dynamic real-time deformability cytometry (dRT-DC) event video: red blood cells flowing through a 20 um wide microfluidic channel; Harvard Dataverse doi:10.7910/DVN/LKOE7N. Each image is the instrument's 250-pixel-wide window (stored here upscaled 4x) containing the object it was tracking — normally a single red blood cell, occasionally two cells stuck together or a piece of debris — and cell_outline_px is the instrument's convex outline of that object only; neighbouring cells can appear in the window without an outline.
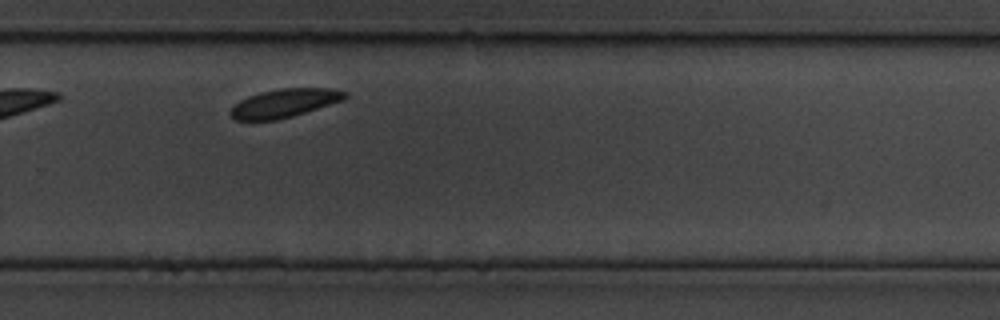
{"species": "common noctule bat (a hibernating species)", "species_latin": "Nyctalus noctula", "temperature_condition": "cold", "stored_images_in_passage": 95, "camera_frame_rate_fps": 3000, "um_per_image_px": 0.085, "animal": {"sex": "male", "body_mass_g": 19.5, "forearm_length_mm": 54.6}, "frame": {"image": 1, "passage_image": 69, "time_ms": 22.667, "image_size_px": [1000, 320], "cell_outline_px": [[348, 96], [344, 100], [292, 116], [276, 120], [236, 120], [228, 112], [240, 100], [248, 96], [260, 92], [280, 88], [328, 88], [348, 92]], "centroid_in_image_um": [24.19, 8.76], "position_along_channel_um": 305.6, "area_um2": 18.9}}